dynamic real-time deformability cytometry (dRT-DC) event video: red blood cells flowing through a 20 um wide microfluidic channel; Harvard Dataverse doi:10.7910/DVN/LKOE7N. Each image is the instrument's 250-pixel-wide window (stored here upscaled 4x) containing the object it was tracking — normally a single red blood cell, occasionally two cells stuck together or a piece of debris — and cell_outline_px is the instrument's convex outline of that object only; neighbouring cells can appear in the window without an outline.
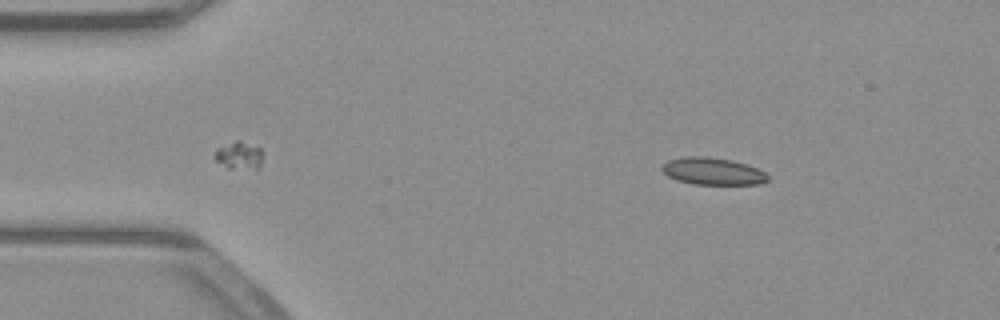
{"species": "common noctule bat (a hibernating species)", "species_latin": "Nyctalus noctula", "temperature_condition": "warm", "stored_images_in_passage": 40, "camera_frame_rate_fps": 3000, "um_per_image_px": 0.085, "animal": {"sex": "male", "body_mass_g": 23.1, "forearm_length_mm": 52.7}, "frame": {"image": 1, "passage_image": 2, "time_ms": 0.333, "image_size_px": [1000, 320], "cell_outline_px": [[768, 180], [760, 184], [692, 184], [676, 180], [668, 176], [660, 168], [668, 160], [684, 156], [704, 156], [732, 160], [748, 164], [764, 172], [768, 176]], "centroid_in_image_um": [60.57, 14.55], "position_along_channel_um": 24.4, "area_um2": 16.76}}
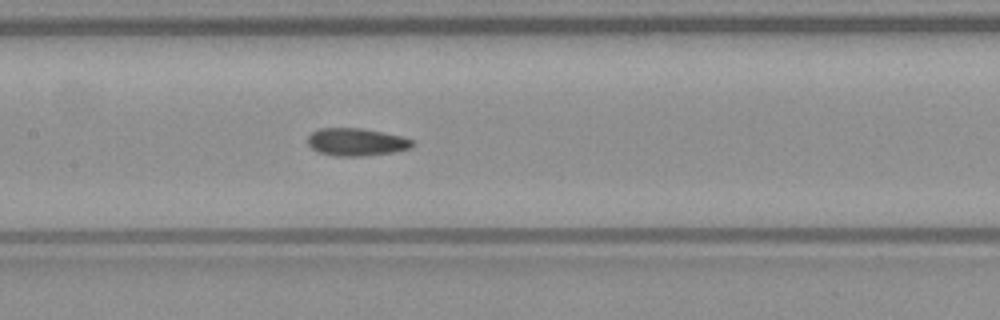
{"frame": {"image": 2, "passage_image": 19, "time_ms": 6.0, "image_size_px": [1000, 320], "cell_outline_px": [[416, 144], [412, 148], [392, 152], [364, 156], [336, 156], [320, 152], [312, 148], [308, 144], [308, 136], [312, 132], [320, 128], [364, 128], [400, 136], [412, 140]], "centroid_in_image_um": [30.31, 12.07], "position_along_channel_um": 177.1, "area_um2": 16.82}}
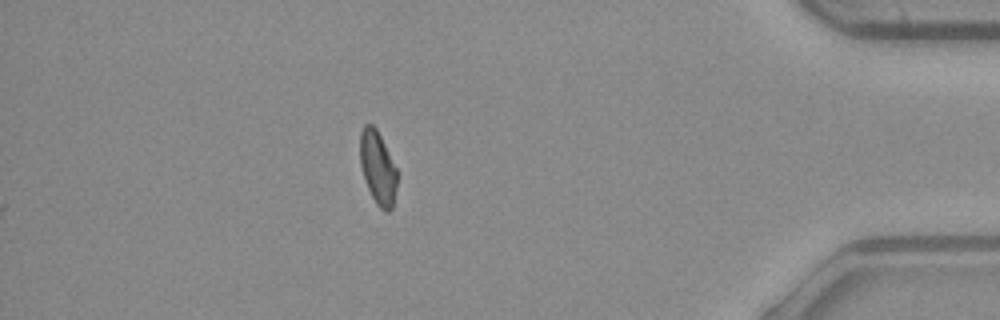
{"frame": {"image": 3, "passage_image": 40, "time_ms": 13.0, "image_size_px": [1000, 320], "cell_outline_px": [[396, 188], [392, 208], [388, 212], [384, 212], [376, 204], [364, 180], [360, 164], [360, 132], [364, 124], [372, 124], [376, 128], [396, 168]], "centroid_in_image_um": [32.09, 14.27], "position_along_channel_um": 403.1, "area_um2": 15.66}, "authors_computed_cell_mechanics": {"area_um2": 16.762, "velocity_mm_per_s": 3.9324, "shape_relaxation_time_tau1_ms": null, "shape_relaxation_time_tau2_ms": 3.7336, "deformation_change_tau1": null, "deformation_change_tau2": 0.0993}}